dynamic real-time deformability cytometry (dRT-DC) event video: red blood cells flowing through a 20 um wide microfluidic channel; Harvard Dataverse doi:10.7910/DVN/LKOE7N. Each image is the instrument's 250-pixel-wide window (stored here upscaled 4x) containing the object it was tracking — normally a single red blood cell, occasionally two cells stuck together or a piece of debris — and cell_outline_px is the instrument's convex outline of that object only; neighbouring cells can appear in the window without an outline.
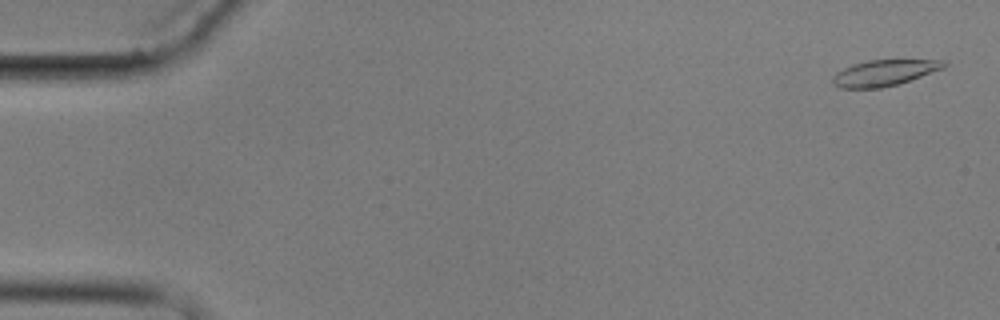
{"species": "common noctule bat (a hibernating species)", "species_latin": "Nyctalus noctula", "temperature_condition": "cold", "stored_images_in_passage": 6, "camera_frame_rate_fps": 3000, "um_per_image_px": 0.085, "animal": {"sex": "male", "body_mass_g": 17.9}, "frame": {"image": 1, "passage_image": 1, "time_ms": 0.0, "image_size_px": [1000, 320], "cell_outline_px": [[948, 64], [944, 68], [896, 84], [880, 88], [840, 88], [832, 84], [832, 76], [836, 72], [852, 64], [868, 60], [948, 60]], "centroid_in_image_um": [75.13, 6.18], "position_along_channel_um": 9.9, "area_um2": 16.76}}
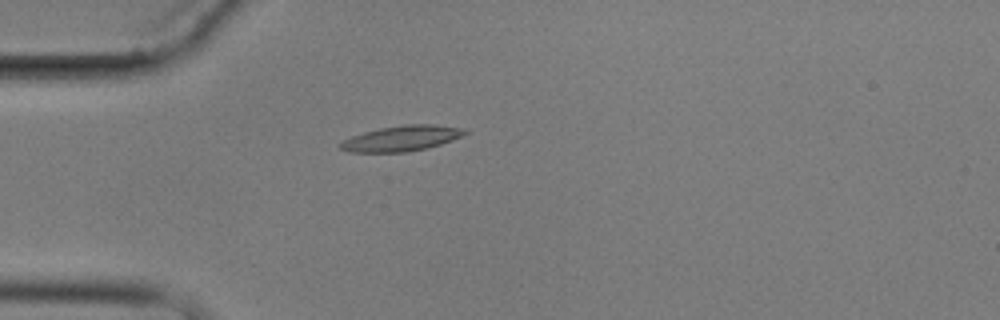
{"frame": {"image": 2, "passage_image": 5, "time_ms": 4.667, "image_size_px": [1000, 320], "cell_outline_px": [[468, 132], [452, 140], [428, 148], [408, 152], [348, 152], [340, 148], [336, 144], [352, 136], [364, 132], [380, 128], [404, 124], [432, 124], [464, 128]], "centroid_in_image_um": [34.11, 11.76], "position_along_channel_um": 50.9, "area_um2": 18.5}}